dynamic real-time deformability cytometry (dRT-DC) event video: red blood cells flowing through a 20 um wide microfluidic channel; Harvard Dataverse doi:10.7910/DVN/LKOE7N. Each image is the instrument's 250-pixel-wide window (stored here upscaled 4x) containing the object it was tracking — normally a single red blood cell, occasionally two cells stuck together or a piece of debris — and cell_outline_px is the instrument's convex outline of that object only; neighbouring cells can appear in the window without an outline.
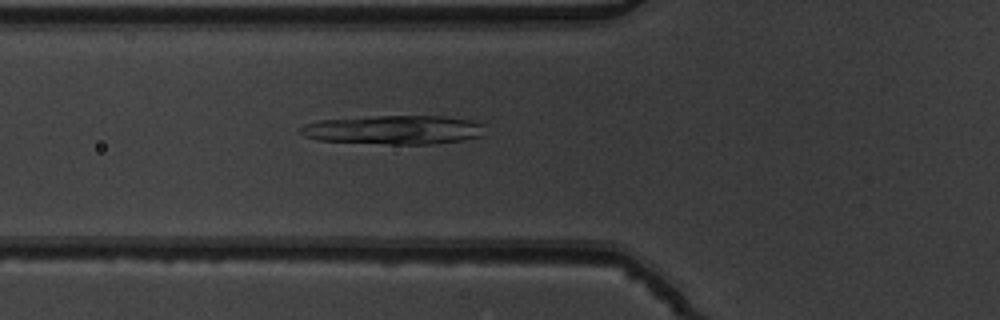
{"species": "common noctule bat (a hibernating species)", "species_latin": "Nyctalus noctula", "temperature_condition": "warm", "stored_images_in_passage": 50, "camera_frame_rate_fps": 3000, "um_per_image_px": 0.085, "animal": {"sex": "male", "body_mass_g": 19.5, "forearm_length_mm": 54.6}, "frame": {"image": 1, "passage_image": 17, "time_ms": 5.333, "image_size_px": [1000, 320], "cell_outline_px": [[484, 136], [464, 140], [436, 144], [388, 144], [320, 140], [304, 136], [300, 132], [300, 128], [304, 124], [316, 120], [376, 116], [444, 116], [472, 120], [484, 124]], "centroid_in_image_um": [33.53, 11.03], "position_along_channel_um": 92.3, "area_um2": 31.39}}
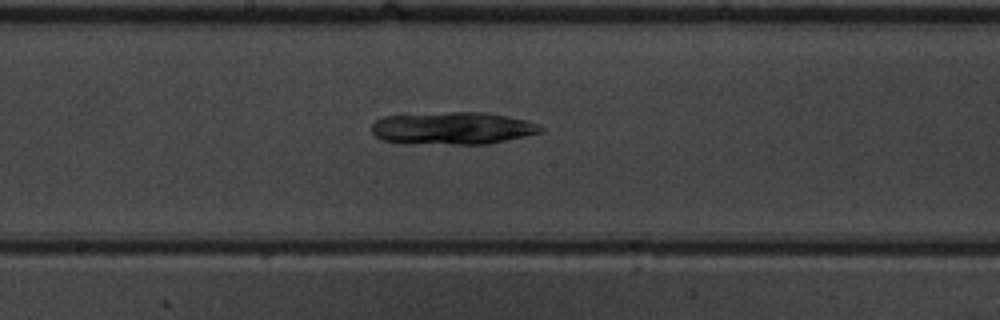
{"frame": {"image": 2, "passage_image": 26, "time_ms": 8.333, "image_size_px": [1000, 320], "cell_outline_px": [[544, 132], [488, 144], [412, 144], [384, 140], [376, 136], [372, 132], [372, 124], [376, 120], [384, 116], [448, 112], [488, 112], [508, 116], [524, 120], [536, 124], [544, 128]], "centroid_in_image_um": [38.48, 10.9], "position_along_channel_um": 209.7, "area_um2": 32.08}}
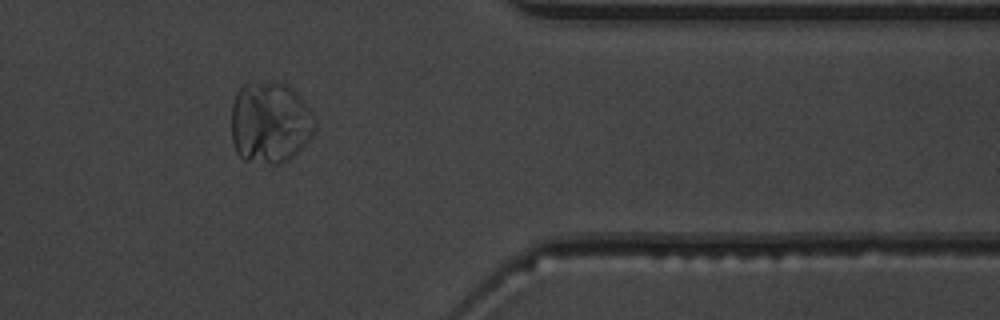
{"frame": {"image": 3, "passage_image": 41, "time_ms": 13.333, "image_size_px": [1000, 320], "cell_outline_px": [[316, 128], [312, 136], [288, 160], [280, 164], [272, 164], [244, 160], [236, 152], [232, 140], [232, 104], [236, 92], [244, 84], [272, 80], [288, 84], [300, 96], [316, 116]], "centroid_in_image_um": [22.97, 10.39], "position_along_channel_um": 388.4, "area_um2": 40.29}}